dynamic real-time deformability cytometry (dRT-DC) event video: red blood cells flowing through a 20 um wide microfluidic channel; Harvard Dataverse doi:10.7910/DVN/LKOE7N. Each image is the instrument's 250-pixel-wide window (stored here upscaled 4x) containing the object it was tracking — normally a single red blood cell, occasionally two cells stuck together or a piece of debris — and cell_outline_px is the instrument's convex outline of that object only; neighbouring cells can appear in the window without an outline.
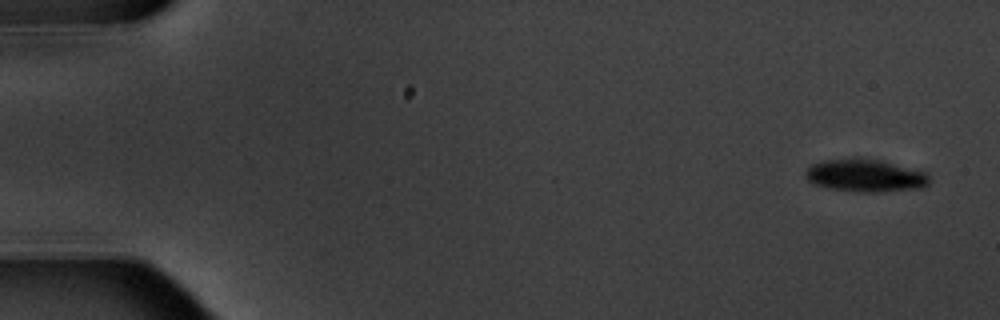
{"species": "common noctule bat (a hibernating species)", "species_latin": "Nyctalus noctula", "temperature_condition": "warm", "stored_images_in_passage": 4, "camera_frame_rate_fps": 3000, "um_per_image_px": 0.085, "animal": {"sex": "male", "body_mass_g": 20.1, "forearm_length_mm": 53.5}, "frame": {"image": 1, "passage_image": 1, "time_ms": 0.0, "image_size_px": [1000, 320], "cell_outline_px": [[928, 184], [920, 188], [876, 192], [856, 192], [828, 188], [812, 184], [804, 176], [804, 172], [812, 164], [824, 160], [880, 160], [928, 172]], "centroid_in_image_um": [73.53, 14.95], "position_along_channel_um": 11.5, "area_um2": 23.18}}